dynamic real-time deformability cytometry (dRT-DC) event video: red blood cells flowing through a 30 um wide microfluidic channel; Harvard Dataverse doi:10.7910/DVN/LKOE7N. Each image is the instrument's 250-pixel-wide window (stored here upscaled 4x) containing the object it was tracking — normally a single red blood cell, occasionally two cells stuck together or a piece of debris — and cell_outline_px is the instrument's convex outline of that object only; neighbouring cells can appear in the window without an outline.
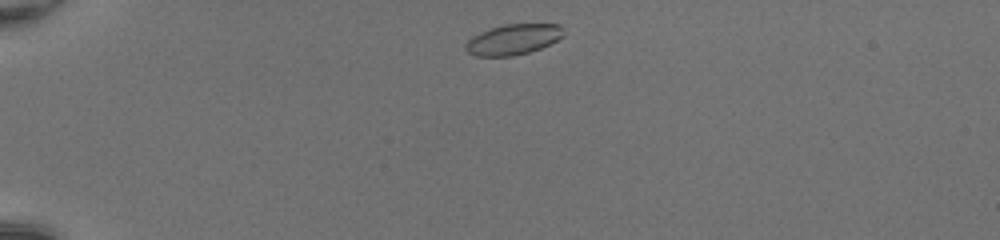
{"species": "common noctule bat (a hibernating species)", "species_latin": "Nyctalus noctula", "temperature_condition": "room temperature", "stored_images_in_passage": 39, "camera_frame_rate_fps": 3000, "um_per_image_px": 0.085, "animal": {"sex": "female", "body_mass_g": 20.0, "forearm_length_mm": 54.0}, "frame": {"image": 1, "passage_image": 2, "time_ms": 0.333, "image_size_px": [1000, 240], "cell_outline_px": [[564, 36], [540, 48], [528, 52], [512, 56], [476, 56], [468, 52], [464, 48], [464, 44], [472, 36], [480, 32], [504, 24], [560, 24]], "centroid_in_image_um": [43.59, 3.35], "position_along_channel_um": 41.4, "area_um2": 17.28}}
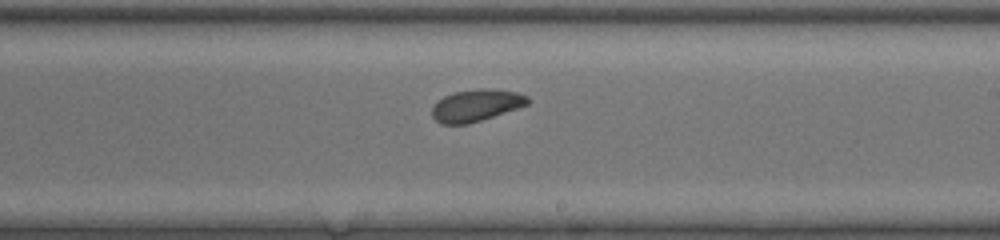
{"frame": {"image": 2, "passage_image": 21, "time_ms": 6.667, "image_size_px": [1000, 240], "cell_outline_px": [[532, 100], [528, 104], [468, 124], [440, 124], [432, 116], [432, 108], [436, 100], [452, 92], [480, 88], [492, 88], [516, 92], [528, 96]], "centroid_in_image_um": [40.45, 8.93], "position_along_channel_um": 248.6, "area_um2": 17.86}}
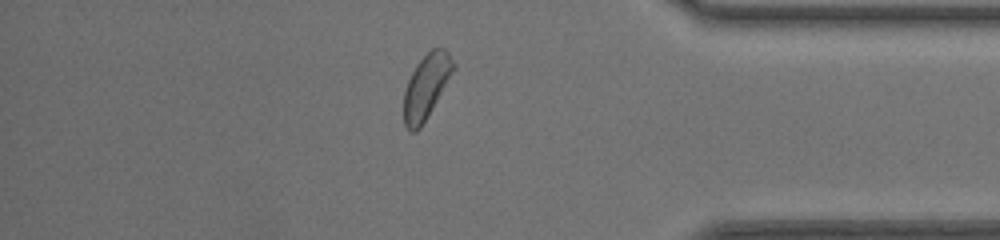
{"frame": {"image": 3, "passage_image": 33, "time_ms": 10.667, "image_size_px": [1000, 240], "cell_outline_px": [[456, 68], [420, 128], [416, 132], [408, 132], [404, 124], [404, 92], [408, 80], [416, 64], [432, 48], [444, 48], [448, 52], [456, 64]], "centroid_in_image_um": [36.24, 7.35], "position_along_channel_um": 399.0, "area_um2": 18.5}, "authors_computed_cell_mechanics": {"area_um2": 18.207, "velocity_mm_per_s": 4.2058, "shape_relaxation_time_tau1_ms": 3.5521, "shape_relaxation_time_tau2_ms": 6.0105, "deformation_change_tau1": 0.1101, "deformation_change_tau2": 0.1327}}